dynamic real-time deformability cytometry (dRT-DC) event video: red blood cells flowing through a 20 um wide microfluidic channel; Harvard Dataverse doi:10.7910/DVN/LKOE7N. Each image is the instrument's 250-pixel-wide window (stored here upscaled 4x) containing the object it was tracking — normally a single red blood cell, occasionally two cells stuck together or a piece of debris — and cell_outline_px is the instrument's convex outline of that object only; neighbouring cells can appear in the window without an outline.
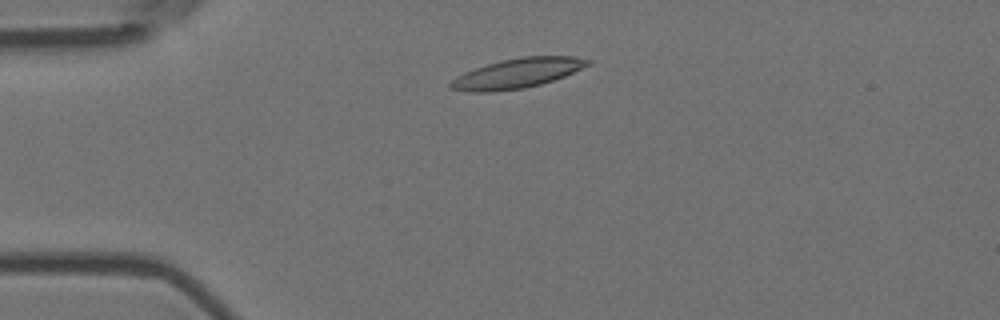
{"species": "Egyptian fruit bat (a non-hibernating species)", "species_latin": "Rousettus aegyptiacus", "temperature_condition": "room temperature", "stored_images_in_passage": 5, "camera_frame_rate_fps": 3000, "um_per_image_px": 0.085, "animal": {"sex": "female"}, "frame": {"image": 1, "passage_image": 3, "time_ms": 0.667, "image_size_px": [1000, 320], "cell_outline_px": [[592, 64], [564, 76], [540, 84], [524, 88], [492, 92], [472, 92], [448, 88], [448, 84], [456, 76], [464, 72], [500, 60], [524, 56], [576, 56], [592, 60]], "centroid_in_image_um": [43.98, 6.22], "position_along_channel_um": 41.0, "area_um2": 23.81}}